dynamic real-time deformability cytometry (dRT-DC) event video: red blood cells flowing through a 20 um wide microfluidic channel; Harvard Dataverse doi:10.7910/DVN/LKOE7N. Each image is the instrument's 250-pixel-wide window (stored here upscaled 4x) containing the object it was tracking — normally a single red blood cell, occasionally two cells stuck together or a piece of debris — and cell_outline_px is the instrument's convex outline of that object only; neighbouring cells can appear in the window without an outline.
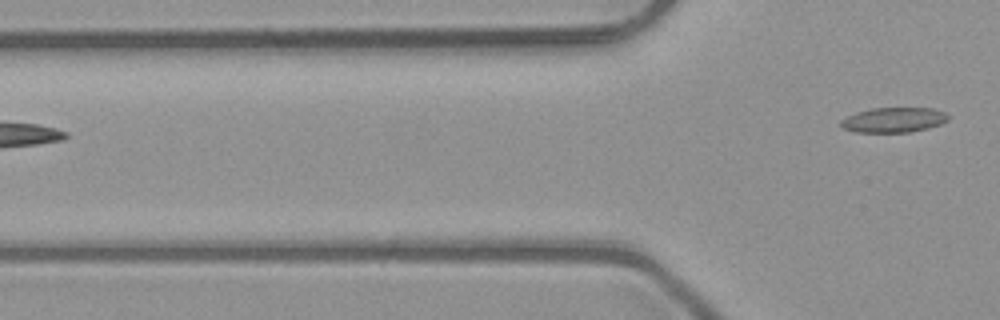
{"species": "common noctule bat (a hibernating species)", "species_latin": "Nyctalus noctula", "temperature_condition": "room temperature", "stored_images_in_passage": 3, "camera_frame_rate_fps": 3000, "um_per_image_px": 0.085, "animal": {"sex": "male", "body_mass_g": 23.1, "forearm_length_mm": 52.7}, "frame": {"image": 1, "passage_image": 3, "time_ms": 0.667, "image_size_px": [1000, 320], "cell_outline_px": [[948, 120], [940, 124], [928, 128], [908, 132], [856, 132], [844, 128], [840, 124], [840, 120], [856, 112], [868, 108], [932, 108], [944, 112], [948, 116]], "centroid_in_image_um": [75.94, 10.18], "position_along_channel_um": 49.9, "area_um2": 15.55}}